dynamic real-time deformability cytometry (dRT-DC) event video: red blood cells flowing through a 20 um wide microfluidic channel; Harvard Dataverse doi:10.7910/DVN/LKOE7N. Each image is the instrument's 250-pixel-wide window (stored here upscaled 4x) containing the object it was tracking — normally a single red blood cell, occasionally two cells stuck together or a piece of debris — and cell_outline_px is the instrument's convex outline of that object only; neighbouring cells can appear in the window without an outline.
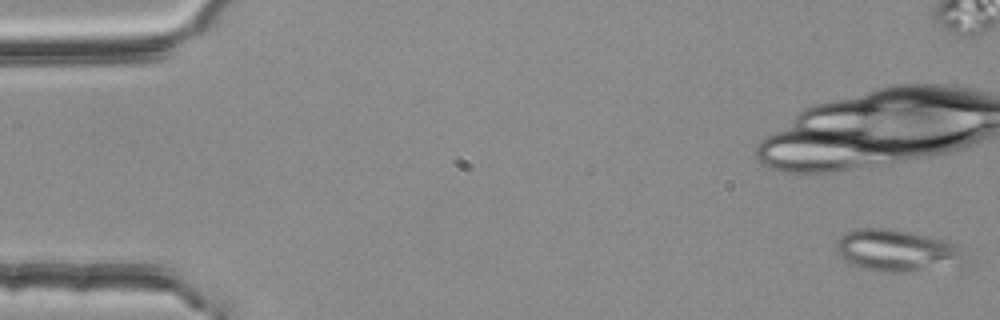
{"species": "common noctule bat (a hibernating species)", "species_latin": "Nyctalus noctula", "temperature_condition": "room temperature", "stored_images_in_passage": 13, "camera_frame_rate_fps": 3000, "um_per_image_px": 0.085, "animal": {"sex": "female", "body_mass_g": 25.1}, "frame": {"image": 1, "passage_image": 1, "time_ms": 0.0, "image_size_px": [1000, 320], "cell_outline_px": [[972, 264], [904, 272], [884, 272], [864, 268], [844, 260], [836, 252], [836, 240], [840, 236], [856, 228], [888, 228], [928, 236], [960, 244]], "centroid_in_image_um": [76.35, 21.31], "position_along_channel_um": 8.6, "area_um2": 31.96}}